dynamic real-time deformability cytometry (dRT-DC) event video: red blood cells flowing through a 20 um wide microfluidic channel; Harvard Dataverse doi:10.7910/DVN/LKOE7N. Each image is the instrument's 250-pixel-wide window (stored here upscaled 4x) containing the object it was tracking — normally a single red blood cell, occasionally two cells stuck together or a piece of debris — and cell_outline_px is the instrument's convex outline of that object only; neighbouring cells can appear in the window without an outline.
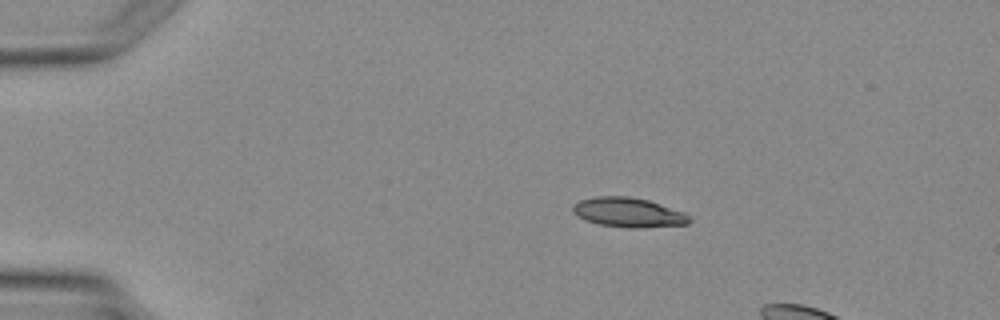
{"species": "Egyptian fruit bat (a non-hibernating species)", "species_latin": "Rousettus aegyptiacus", "temperature_condition": "warm", "stored_images_in_passage": 4, "camera_frame_rate_fps": 3000, "um_per_image_px": 0.085, "animal": {"sex": "female"}, "frame": {"image": 1, "passage_image": 2, "time_ms": 1.0, "image_size_px": [1000, 320], "cell_outline_px": [[692, 220], [688, 224], [636, 228], [628, 228], [600, 224], [576, 216], [572, 212], [572, 204], [580, 200], [596, 196], [628, 196], [648, 200], [684, 212]], "centroid_in_image_um": [53.39, 18.05], "position_along_channel_um": 31.6, "area_um2": 20.0}}